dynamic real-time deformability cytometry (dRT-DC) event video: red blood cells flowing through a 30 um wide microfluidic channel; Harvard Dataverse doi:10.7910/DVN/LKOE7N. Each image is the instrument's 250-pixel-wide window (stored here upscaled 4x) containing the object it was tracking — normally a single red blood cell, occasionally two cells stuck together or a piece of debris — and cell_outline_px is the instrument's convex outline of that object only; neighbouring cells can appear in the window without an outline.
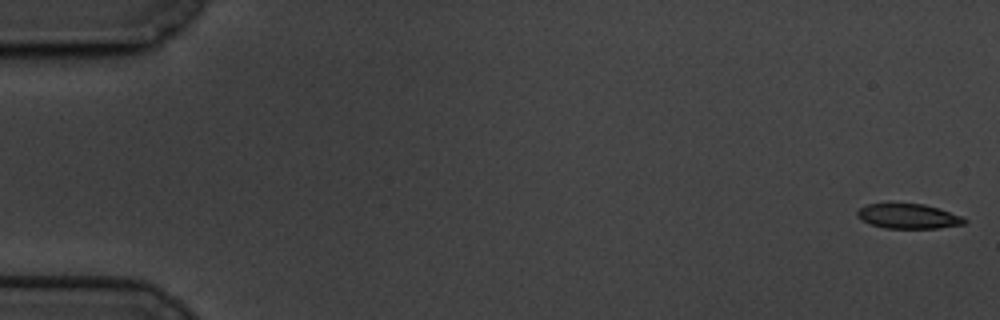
{"species": "common noctule bat (a hibernating species)", "species_latin": "Nyctalus noctula", "temperature_condition": "cold", "stored_images_in_passage": 60, "camera_frame_rate_fps": 3000, "um_per_image_px": 0.085, "animal": {"sex": "male", "body_mass_g": 19.5, "forearm_length_mm": 54.6}, "frame": {"image": 1, "passage_image": 1, "time_ms": 0.0, "image_size_px": [1000, 320], "cell_outline_px": [[968, 220], [964, 224], [940, 228], [884, 228], [860, 220], [856, 216], [856, 212], [860, 208], [868, 204], [924, 204], [940, 208], [960, 216]], "centroid_in_image_um": [77.21, 18.38], "position_along_channel_um": 7.8, "area_um2": 15.43}}
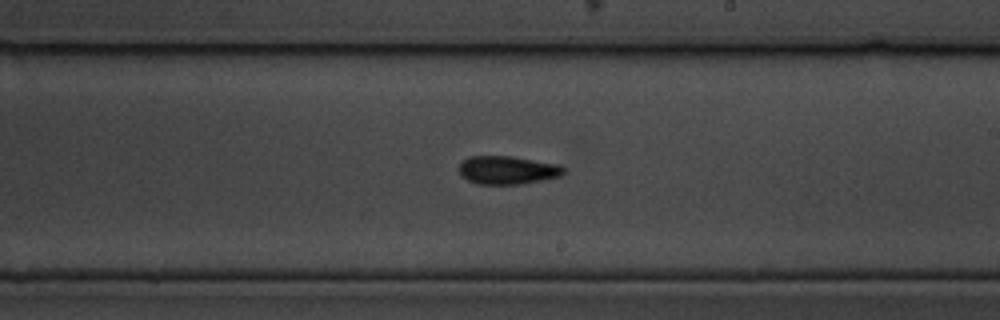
{"frame": {"image": 2, "passage_image": 35, "time_ms": 11.333, "image_size_px": [1000, 320], "cell_outline_px": [[568, 172], [564, 176], [520, 184], [476, 184], [460, 176], [460, 164], [468, 156], [512, 156], [560, 164], [568, 168]], "centroid_in_image_um": [43.23, 14.46], "position_along_channel_um": 245.8, "area_um2": 17.63}}
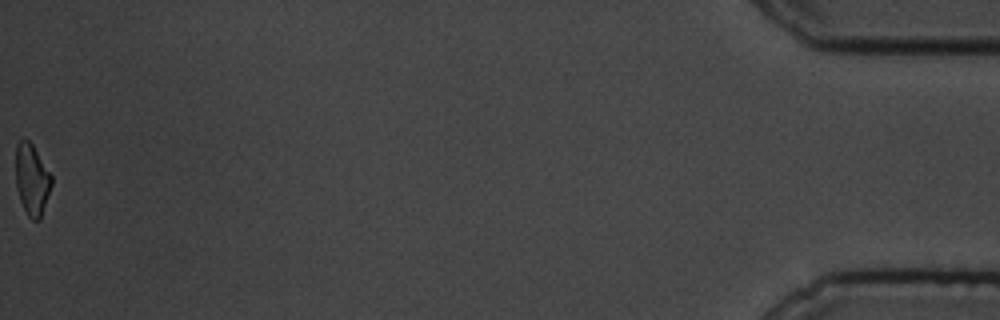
{"frame": {"image": 3, "passage_image": 60, "time_ms": 19.667, "image_size_px": [1000, 320], "cell_outline_px": [[52, 184], [40, 220], [32, 220], [28, 216], [20, 200], [16, 188], [16, 144], [24, 136], [32, 144], [52, 176]], "centroid_in_image_um": [2.7, 15.25], "position_along_channel_um": 432.5, "area_um2": 14.85}, "authors_computed_cell_mechanics": {"area_um2": 16.8776, "velocity_mm_per_s": 3.3846, "shape_relaxation_time_tau1_ms": 5.3028, "shape_relaxation_time_tau2_ms": 5.6794, "deformation_change_tau1": 0.1535, "deformation_change_tau2": 0.1076}}